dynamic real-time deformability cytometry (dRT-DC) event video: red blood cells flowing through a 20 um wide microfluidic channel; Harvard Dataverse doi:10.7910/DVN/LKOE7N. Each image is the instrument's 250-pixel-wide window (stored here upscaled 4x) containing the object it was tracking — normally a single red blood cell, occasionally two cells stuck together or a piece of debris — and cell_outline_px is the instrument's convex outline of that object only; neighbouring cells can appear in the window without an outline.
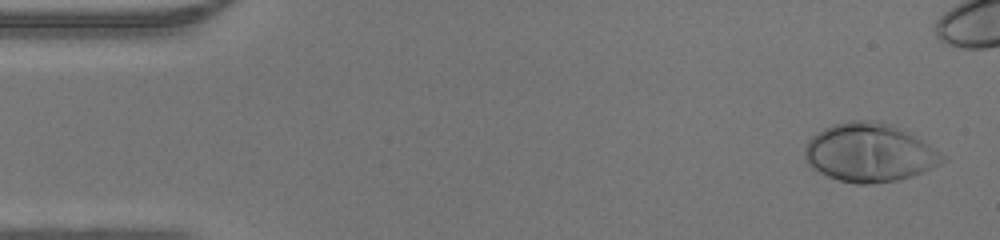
{"species": "human", "species_latin": "Homo sapiens", "temperature_condition": "warm", "stored_images_in_passage": 38, "camera_frame_rate_fps": 3000, "um_per_image_px": 0.085, "donor": {"sex": "male"}, "frame": {"image": 1, "passage_image": 2, "time_ms": 0.333, "image_size_px": [1000, 240], "cell_outline_px": [[948, 160], [924, 172], [912, 176], [896, 180], [872, 184], [856, 184], [840, 180], [828, 176], [812, 168], [808, 164], [804, 156], [804, 148], [808, 140], [812, 136], [824, 128], [832, 124], [852, 120], [880, 120], [904, 128], [940, 152]], "centroid_in_image_um": [73.92, 12.96], "position_along_channel_um": 11.1, "area_um2": 47.34}}
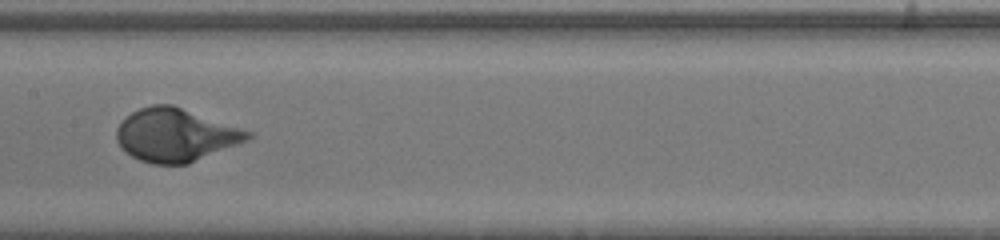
{"frame": {"image": 2, "passage_image": 23, "time_ms": 7.333, "image_size_px": [1000, 240], "cell_outline_px": [[252, 136], [248, 140], [188, 164], [152, 164], [140, 160], [132, 156], [120, 148], [116, 140], [116, 128], [132, 112], [140, 108], [152, 104], [172, 104], [252, 132]], "centroid_in_image_um": [14.9, 11.48], "position_along_channel_um": 192.5, "area_um2": 40.4}}
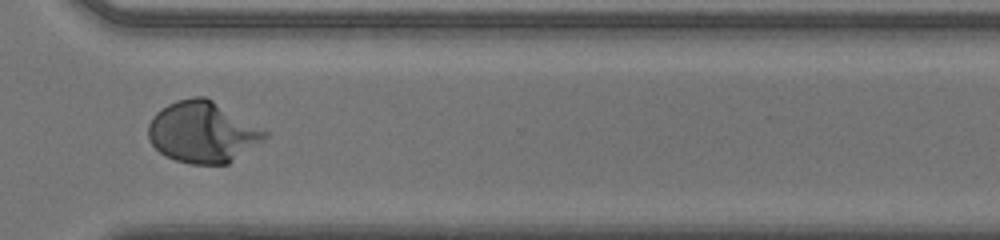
{"frame": {"image": 3, "passage_image": 34, "time_ms": 11.0, "image_size_px": [1000, 240], "cell_outline_px": [[268, 136], [264, 140], [228, 164], [192, 164], [176, 160], [160, 152], [152, 144], [148, 136], [148, 124], [152, 116], [156, 112], [168, 104], [176, 100], [192, 96], [204, 96], [212, 100], [268, 132]], "centroid_in_image_um": [17.2, 11.23], "position_along_channel_um": 353.4, "area_um2": 41.27}}